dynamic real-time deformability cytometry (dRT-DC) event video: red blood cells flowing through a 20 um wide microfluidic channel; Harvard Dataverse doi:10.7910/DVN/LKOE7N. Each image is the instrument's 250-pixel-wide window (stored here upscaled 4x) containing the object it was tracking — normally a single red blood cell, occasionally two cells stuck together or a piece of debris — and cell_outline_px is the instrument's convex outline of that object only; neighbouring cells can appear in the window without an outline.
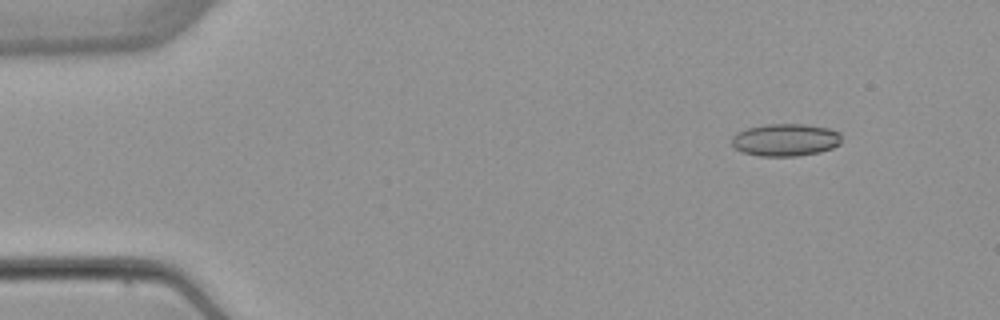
{"species": "common noctule bat (a hibernating species)", "species_latin": "Nyctalus noctula", "temperature_condition": "warm", "stored_images_in_passage": 6, "camera_frame_rate_fps": 3000, "um_per_image_px": 0.085, "animal": {"sex": "female", "body_mass_g": 22.7, "forearm_length_mm": 54.2}, "frame": {"image": 1, "passage_image": 1, "time_ms": 0.0, "image_size_px": [1000, 320], "cell_outline_px": [[840, 144], [832, 148], [820, 152], [796, 156], [760, 156], [740, 152], [732, 144], [732, 136], [736, 132], [748, 128], [764, 124], [804, 124], [828, 128], [840, 132]], "centroid_in_image_um": [66.75, 11.89], "position_along_channel_um": 18.3, "area_um2": 20.87}}
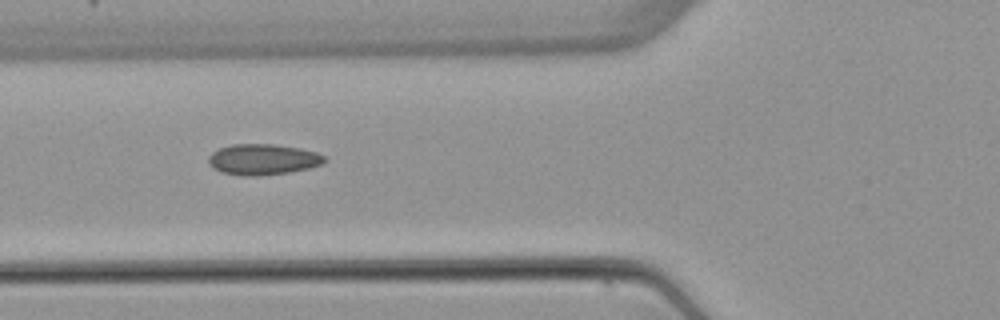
{"frame": {"image": 2, "passage_image": 5, "time_ms": 4.667, "image_size_px": [1000, 320], "cell_outline_px": [[328, 160], [324, 164], [308, 168], [288, 172], [260, 176], [244, 176], [220, 172], [212, 168], [208, 164], [208, 156], [212, 152], [220, 148], [232, 144], [276, 144], [300, 148], [316, 152], [324, 156]], "centroid_in_image_um": [22.34, 13.55], "position_along_channel_um": 103.5, "area_um2": 21.1}}
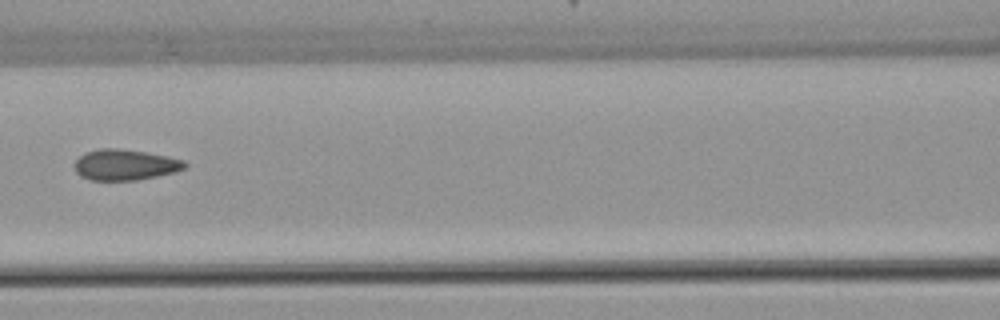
{"frame": {"image": 3, "passage_image": 6, "time_ms": 6.0, "image_size_px": [1000, 320], "cell_outline_px": [[188, 168], [176, 172], [136, 180], [88, 180], [80, 176], [76, 172], [72, 164], [84, 152], [100, 148], [116, 148], [144, 152], [168, 156], [184, 160], [188, 164]], "centroid_in_image_um": [10.62, 14.01], "position_along_channel_um": 156.0, "area_um2": 20.06}}